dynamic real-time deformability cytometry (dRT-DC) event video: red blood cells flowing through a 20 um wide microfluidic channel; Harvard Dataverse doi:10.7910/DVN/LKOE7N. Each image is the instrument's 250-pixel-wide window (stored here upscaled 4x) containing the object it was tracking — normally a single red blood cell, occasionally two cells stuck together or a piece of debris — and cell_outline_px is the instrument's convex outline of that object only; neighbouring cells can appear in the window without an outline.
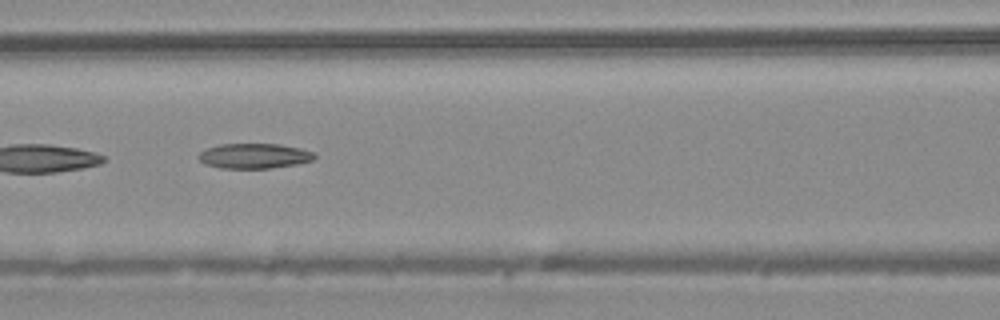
{"species": "common noctule bat (a hibernating species)", "species_latin": "Nyctalus noctula", "temperature_condition": "warm", "stored_images_in_passage": 23, "camera_frame_rate_fps": 3000, "um_per_image_px": 0.085, "animal": {"sex": "male", "body_mass_g": 20.4}, "frame": {"image": 1, "passage_image": 20, "time_ms": 6.333, "image_size_px": [1000, 320], "cell_outline_px": [[316, 156], [312, 160], [296, 164], [268, 168], [220, 168], [204, 164], [196, 156], [200, 152], [208, 148], [220, 144], [280, 144], [300, 148], [312, 152]], "centroid_in_image_um": [21.57, 13.25], "position_along_channel_um": 145.0, "area_um2": 16.82}}